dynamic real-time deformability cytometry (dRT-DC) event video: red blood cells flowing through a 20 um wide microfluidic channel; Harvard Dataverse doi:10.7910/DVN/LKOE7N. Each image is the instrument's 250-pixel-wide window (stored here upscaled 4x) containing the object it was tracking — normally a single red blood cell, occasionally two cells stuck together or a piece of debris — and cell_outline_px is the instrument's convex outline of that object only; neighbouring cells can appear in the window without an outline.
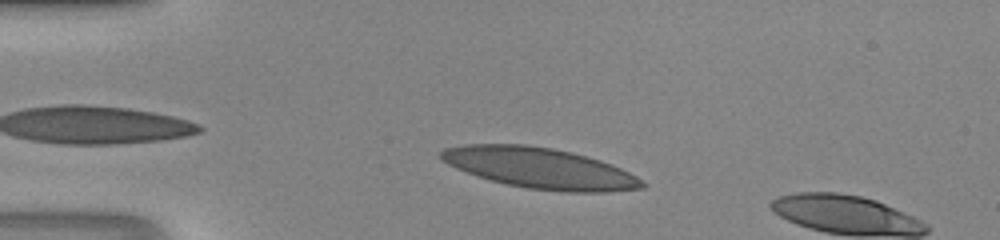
{"species": "human", "species_latin": "Homo sapiens", "temperature_condition": "room temperature", "stored_images_in_passage": 7, "camera_frame_rate_fps": 3000, "um_per_image_px": 0.085, "donor": {"sex": "male"}, "frame": {"image": 1, "passage_image": 4, "time_ms": 1.0, "image_size_px": [1000, 240], "cell_outline_px": [[648, 184], [644, 188], [608, 192], [560, 192], [528, 188], [508, 184], [476, 176], [456, 168], [440, 160], [440, 152], [444, 148], [464, 144], [524, 144], [552, 148], [572, 152], [600, 160], [612, 164], [636, 176]], "centroid_in_image_um": [45.89, 14.29], "position_along_channel_um": 39.1, "area_um2": 47.86}}